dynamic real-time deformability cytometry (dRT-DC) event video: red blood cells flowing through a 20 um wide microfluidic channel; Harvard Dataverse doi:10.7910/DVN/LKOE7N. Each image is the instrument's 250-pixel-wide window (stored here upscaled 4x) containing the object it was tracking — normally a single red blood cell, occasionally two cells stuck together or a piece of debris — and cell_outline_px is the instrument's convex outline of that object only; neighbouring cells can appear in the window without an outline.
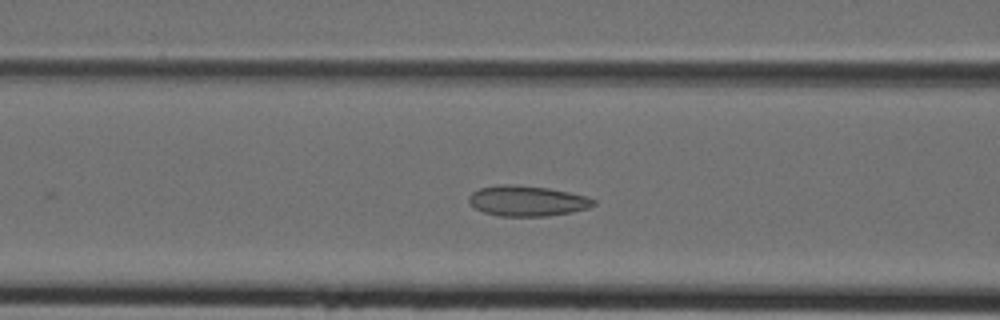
{"species": "Egyptian fruit bat (a non-hibernating species)", "species_latin": "Rousettus aegyptiacus", "temperature_condition": "cold", "stored_images_in_passage": 34, "camera_frame_rate_fps": 3000, "um_per_image_px": 0.085, "animal": {"sex": "female"}, "frame": {"image": 1, "passage_image": 8, "time_ms": 2.333, "image_size_px": [1000, 320], "cell_outline_px": [[596, 204], [588, 208], [572, 212], [544, 216], [500, 216], [484, 212], [476, 208], [468, 200], [468, 196], [472, 192], [480, 188], [508, 184], [548, 188], [568, 192], [584, 196], [596, 200]], "centroid_in_image_um": [44.82, 17.08], "position_along_channel_um": 121.8, "area_um2": 21.79}}
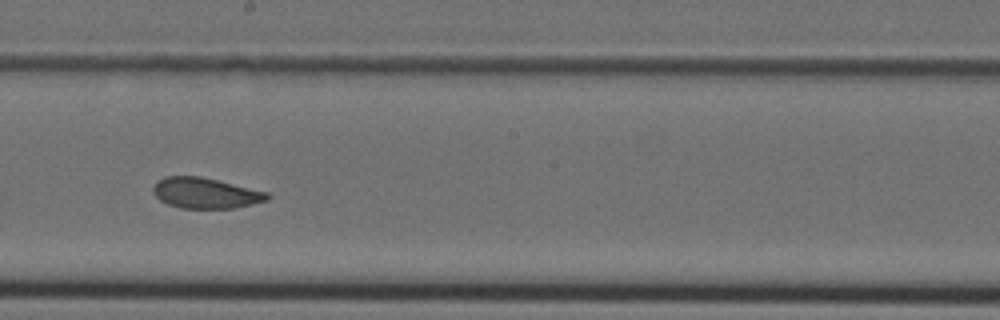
{"frame": {"image": 2, "passage_image": 15, "time_ms": 4.667, "image_size_px": [1000, 320], "cell_outline_px": [[272, 196], [268, 200], [232, 208], [180, 208], [168, 204], [160, 200], [156, 196], [152, 188], [164, 176], [200, 176], [268, 192]], "centroid_in_image_um": [17.48, 16.41], "position_along_channel_um": 230.7, "area_um2": 20.17}}
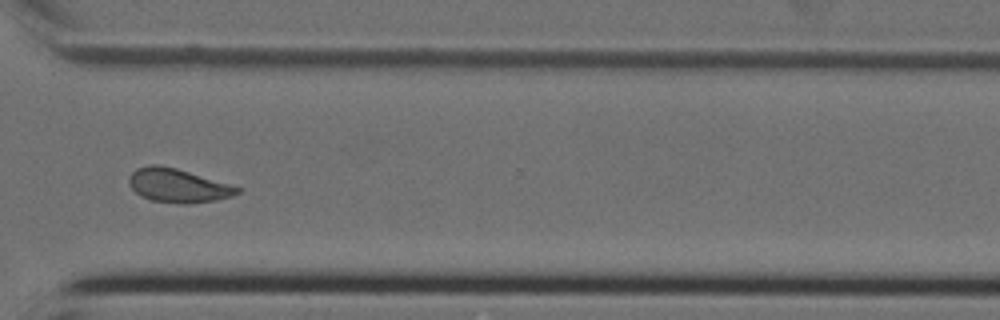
{"frame": {"image": 3, "passage_image": 23, "time_ms": 7.333, "image_size_px": [1000, 320], "cell_outline_px": [[240, 192], [232, 196], [216, 200], [184, 204], [152, 200], [140, 196], [128, 184], [128, 180], [132, 172], [136, 168], [152, 164], [156, 164], [176, 168], [240, 188]], "centroid_in_image_um": [15.07, 15.77], "position_along_channel_um": 355.5, "area_um2": 20.92}}